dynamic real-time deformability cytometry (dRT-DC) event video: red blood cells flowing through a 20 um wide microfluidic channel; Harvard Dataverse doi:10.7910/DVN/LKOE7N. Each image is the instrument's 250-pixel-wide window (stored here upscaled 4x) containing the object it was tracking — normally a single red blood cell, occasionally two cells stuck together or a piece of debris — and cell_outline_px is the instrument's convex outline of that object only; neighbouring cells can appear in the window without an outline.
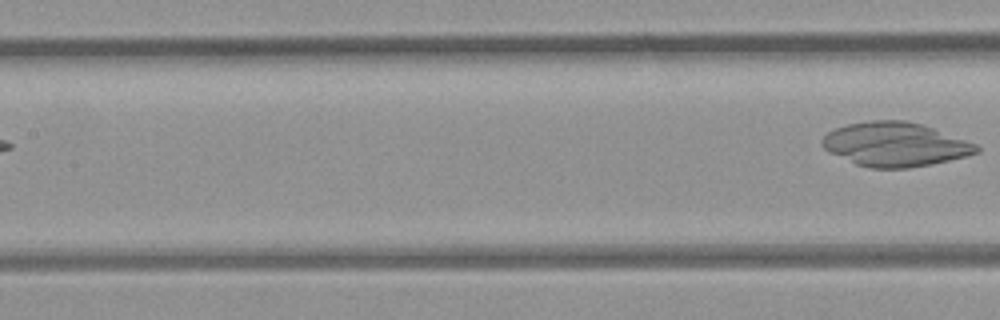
{"species": "common noctule bat (a hibernating species)", "species_latin": "Nyctalus noctula", "temperature_condition": "room temperature", "stored_images_in_passage": 7, "segment_of_instrument_passage": [2, 2], "camera_frame_rate_fps": 3000, "um_per_image_px": 0.085, "animal": {"sex": "female", "body_mass_g": 21.9}, "frame": {"image": 1, "passage_image": 7, "time_ms": 7.0, "image_size_px": [1000, 320], "cell_outline_px": [[980, 152], [968, 156], [908, 168], [868, 168], [856, 164], [828, 152], [820, 144], [820, 140], [828, 132], [836, 128], [848, 124], [872, 120], [904, 120], [924, 124], [976, 144], [980, 148]], "centroid_in_image_um": [76.07, 12.27], "position_along_channel_um": 131.3, "area_um2": 39.65}}